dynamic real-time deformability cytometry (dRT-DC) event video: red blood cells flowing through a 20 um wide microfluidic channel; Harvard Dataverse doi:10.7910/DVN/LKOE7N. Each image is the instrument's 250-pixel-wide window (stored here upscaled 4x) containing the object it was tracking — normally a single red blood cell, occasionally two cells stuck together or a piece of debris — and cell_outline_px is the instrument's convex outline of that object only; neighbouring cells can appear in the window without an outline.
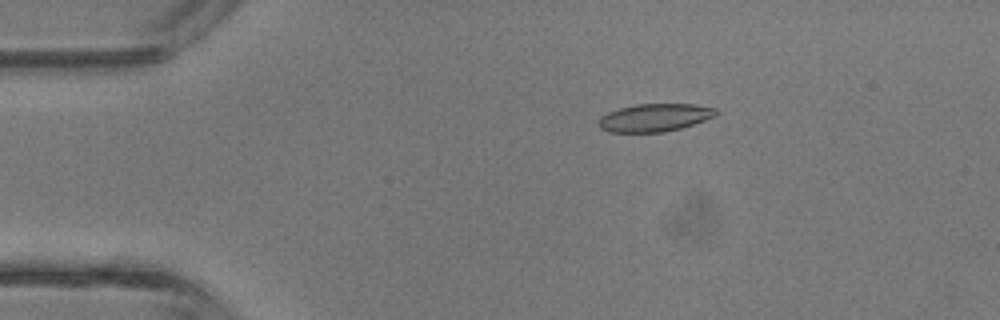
{"species": "common noctule bat (a hibernating species)", "species_latin": "Nyctalus noctula", "temperature_condition": "room temperature", "stored_images_in_passage": 37, "camera_frame_rate_fps": 3000, "um_per_image_px": 0.085, "animal": {"sex": "male", "body_mass_g": 13.3}, "frame": {"image": 1, "passage_image": 2, "time_ms": 0.333, "image_size_px": [1000, 320], "cell_outline_px": [[716, 116], [680, 128], [664, 132], [608, 132], [600, 128], [596, 124], [600, 116], [608, 112], [620, 108], [636, 104], [692, 104], [716, 108]], "centroid_in_image_um": [55.59, 10.0], "position_along_channel_um": 29.4, "area_um2": 19.02}}
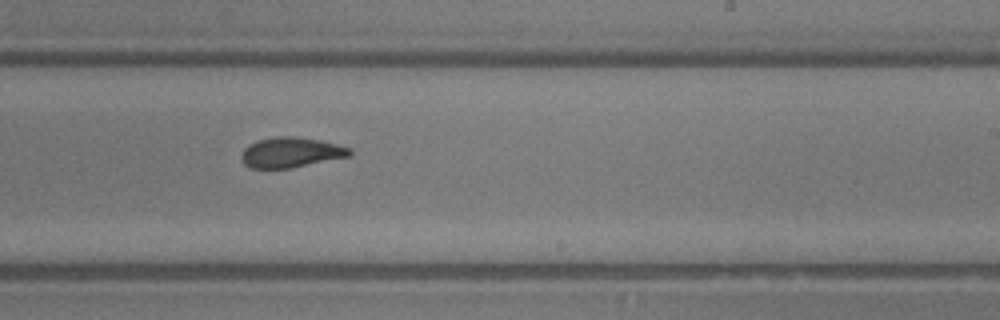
{"frame": {"image": 2, "passage_image": 20, "time_ms": 6.333, "image_size_px": [1000, 320], "cell_outline_px": [[352, 156], [288, 168], [252, 168], [244, 164], [240, 156], [244, 148], [248, 144], [256, 140], [276, 136], [296, 136], [320, 140], [352, 148]], "centroid_in_image_um": [24.73, 12.94], "position_along_channel_um": 264.3, "area_um2": 19.19}}
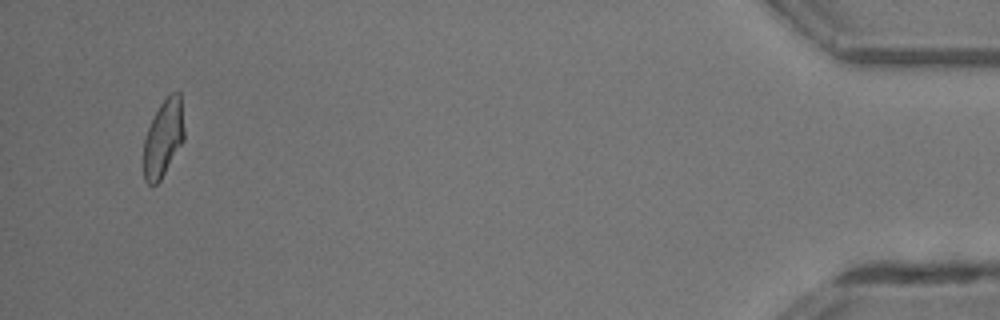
{"frame": {"image": 3, "passage_image": 35, "time_ms": 11.333, "image_size_px": [1000, 320], "cell_outline_px": [[184, 140], [160, 180], [156, 184], [148, 184], [144, 180], [144, 140], [148, 128], [160, 104], [172, 92], [180, 92], [184, 128]], "centroid_in_image_um": [13.89, 11.75], "position_along_channel_um": 421.3, "area_um2": 17.98}, "authors_computed_cell_mechanics": {"area_um2": 19.2474, "velocity_mm_per_s": 4.8215, "shape_relaxation_time_tau1_ms": 4.9803, "shape_relaxation_time_tau2_ms": 1.0306, "deformation_change_tau1": 0.1514, "deformation_change_tau2": 0.0729}}